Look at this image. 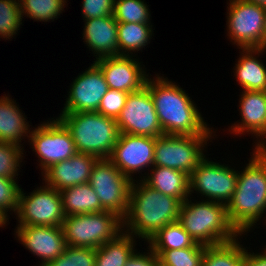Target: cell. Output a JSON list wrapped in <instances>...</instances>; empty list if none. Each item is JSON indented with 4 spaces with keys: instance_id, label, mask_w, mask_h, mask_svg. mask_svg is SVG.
<instances>
[{
    "instance_id": "f35d334b",
    "label": "cell",
    "mask_w": 266,
    "mask_h": 266,
    "mask_svg": "<svg viewBox=\"0 0 266 266\" xmlns=\"http://www.w3.org/2000/svg\"><path fill=\"white\" fill-rule=\"evenodd\" d=\"M245 266H266V252L254 253L246 250Z\"/></svg>"
},
{
    "instance_id": "8fae6325",
    "label": "cell",
    "mask_w": 266,
    "mask_h": 266,
    "mask_svg": "<svg viewBox=\"0 0 266 266\" xmlns=\"http://www.w3.org/2000/svg\"><path fill=\"white\" fill-rule=\"evenodd\" d=\"M52 119L31 130L28 137L33 151L40 158L38 160L42 173L78 152L66 126L58 118Z\"/></svg>"
},
{
    "instance_id": "f546056e",
    "label": "cell",
    "mask_w": 266,
    "mask_h": 266,
    "mask_svg": "<svg viewBox=\"0 0 266 266\" xmlns=\"http://www.w3.org/2000/svg\"><path fill=\"white\" fill-rule=\"evenodd\" d=\"M67 0H21L22 17L29 16L34 21H54L64 11Z\"/></svg>"
},
{
    "instance_id": "5b68a950",
    "label": "cell",
    "mask_w": 266,
    "mask_h": 266,
    "mask_svg": "<svg viewBox=\"0 0 266 266\" xmlns=\"http://www.w3.org/2000/svg\"><path fill=\"white\" fill-rule=\"evenodd\" d=\"M57 118L69 130L79 153L109 158L120 134L116 119L98 112L60 113Z\"/></svg>"
},
{
    "instance_id": "ba28073f",
    "label": "cell",
    "mask_w": 266,
    "mask_h": 266,
    "mask_svg": "<svg viewBox=\"0 0 266 266\" xmlns=\"http://www.w3.org/2000/svg\"><path fill=\"white\" fill-rule=\"evenodd\" d=\"M88 183L105 211L114 212L122 219L126 216L132 181L108 158L96 161Z\"/></svg>"
},
{
    "instance_id": "7a4b0ae2",
    "label": "cell",
    "mask_w": 266,
    "mask_h": 266,
    "mask_svg": "<svg viewBox=\"0 0 266 266\" xmlns=\"http://www.w3.org/2000/svg\"><path fill=\"white\" fill-rule=\"evenodd\" d=\"M253 151L245 169L238 172L236 189L226 205L228 219L240 234L252 230L266 212V149Z\"/></svg>"
},
{
    "instance_id": "44dd1931",
    "label": "cell",
    "mask_w": 266,
    "mask_h": 266,
    "mask_svg": "<svg viewBox=\"0 0 266 266\" xmlns=\"http://www.w3.org/2000/svg\"><path fill=\"white\" fill-rule=\"evenodd\" d=\"M141 180L150 188L177 198L181 203L190 197L189 175L180 170L153 166L150 175L141 176Z\"/></svg>"
},
{
    "instance_id": "2e32d148",
    "label": "cell",
    "mask_w": 266,
    "mask_h": 266,
    "mask_svg": "<svg viewBox=\"0 0 266 266\" xmlns=\"http://www.w3.org/2000/svg\"><path fill=\"white\" fill-rule=\"evenodd\" d=\"M134 56H111L94 61L104 74L109 89L127 93L141 90L148 79V74ZM137 60V61H135Z\"/></svg>"
},
{
    "instance_id": "7402d4cb",
    "label": "cell",
    "mask_w": 266,
    "mask_h": 266,
    "mask_svg": "<svg viewBox=\"0 0 266 266\" xmlns=\"http://www.w3.org/2000/svg\"><path fill=\"white\" fill-rule=\"evenodd\" d=\"M241 50V57H239L234 69L236 81L244 91H264L266 88V67L257 58L266 52V48H241Z\"/></svg>"
},
{
    "instance_id": "b9f144b4",
    "label": "cell",
    "mask_w": 266,
    "mask_h": 266,
    "mask_svg": "<svg viewBox=\"0 0 266 266\" xmlns=\"http://www.w3.org/2000/svg\"><path fill=\"white\" fill-rule=\"evenodd\" d=\"M7 222L0 216V227H3Z\"/></svg>"
},
{
    "instance_id": "3957f363",
    "label": "cell",
    "mask_w": 266,
    "mask_h": 266,
    "mask_svg": "<svg viewBox=\"0 0 266 266\" xmlns=\"http://www.w3.org/2000/svg\"><path fill=\"white\" fill-rule=\"evenodd\" d=\"M139 182L132 181L123 230L147 242L161 228L178 221L181 202L150 188L142 180Z\"/></svg>"
},
{
    "instance_id": "52a82bcc",
    "label": "cell",
    "mask_w": 266,
    "mask_h": 266,
    "mask_svg": "<svg viewBox=\"0 0 266 266\" xmlns=\"http://www.w3.org/2000/svg\"><path fill=\"white\" fill-rule=\"evenodd\" d=\"M211 137L165 134L156 137L154 166L173 168L190 175L206 157L203 147L207 146Z\"/></svg>"
},
{
    "instance_id": "4dcf8cb0",
    "label": "cell",
    "mask_w": 266,
    "mask_h": 266,
    "mask_svg": "<svg viewBox=\"0 0 266 266\" xmlns=\"http://www.w3.org/2000/svg\"><path fill=\"white\" fill-rule=\"evenodd\" d=\"M113 16L117 22L149 23L151 15L144 0H115Z\"/></svg>"
},
{
    "instance_id": "d4e9b609",
    "label": "cell",
    "mask_w": 266,
    "mask_h": 266,
    "mask_svg": "<svg viewBox=\"0 0 266 266\" xmlns=\"http://www.w3.org/2000/svg\"><path fill=\"white\" fill-rule=\"evenodd\" d=\"M133 237L123 230L115 238L97 248L95 266H124L136 252V241Z\"/></svg>"
},
{
    "instance_id": "ab89813d",
    "label": "cell",
    "mask_w": 266,
    "mask_h": 266,
    "mask_svg": "<svg viewBox=\"0 0 266 266\" xmlns=\"http://www.w3.org/2000/svg\"><path fill=\"white\" fill-rule=\"evenodd\" d=\"M251 3H256L258 5H263L266 7V0H244Z\"/></svg>"
},
{
    "instance_id": "8992f818",
    "label": "cell",
    "mask_w": 266,
    "mask_h": 266,
    "mask_svg": "<svg viewBox=\"0 0 266 266\" xmlns=\"http://www.w3.org/2000/svg\"><path fill=\"white\" fill-rule=\"evenodd\" d=\"M123 219L111 211L65 216L66 245L97 249L123 231Z\"/></svg>"
},
{
    "instance_id": "74e56055",
    "label": "cell",
    "mask_w": 266,
    "mask_h": 266,
    "mask_svg": "<svg viewBox=\"0 0 266 266\" xmlns=\"http://www.w3.org/2000/svg\"><path fill=\"white\" fill-rule=\"evenodd\" d=\"M148 253L134 252L131 257L126 261L124 266H160L158 256L147 247ZM150 251V252H149Z\"/></svg>"
},
{
    "instance_id": "60d3db41",
    "label": "cell",
    "mask_w": 266,
    "mask_h": 266,
    "mask_svg": "<svg viewBox=\"0 0 266 266\" xmlns=\"http://www.w3.org/2000/svg\"><path fill=\"white\" fill-rule=\"evenodd\" d=\"M263 31H264V48H266V12H265V17H264Z\"/></svg>"
},
{
    "instance_id": "d6986e66",
    "label": "cell",
    "mask_w": 266,
    "mask_h": 266,
    "mask_svg": "<svg viewBox=\"0 0 266 266\" xmlns=\"http://www.w3.org/2000/svg\"><path fill=\"white\" fill-rule=\"evenodd\" d=\"M97 160L95 156L77 152L48 168L42 174L44 183L57 191L87 183Z\"/></svg>"
},
{
    "instance_id": "4fadbf2b",
    "label": "cell",
    "mask_w": 266,
    "mask_h": 266,
    "mask_svg": "<svg viewBox=\"0 0 266 266\" xmlns=\"http://www.w3.org/2000/svg\"><path fill=\"white\" fill-rule=\"evenodd\" d=\"M119 133L158 137L163 131L149 89L128 94L124 108L116 119Z\"/></svg>"
},
{
    "instance_id": "30bf717a",
    "label": "cell",
    "mask_w": 266,
    "mask_h": 266,
    "mask_svg": "<svg viewBox=\"0 0 266 266\" xmlns=\"http://www.w3.org/2000/svg\"><path fill=\"white\" fill-rule=\"evenodd\" d=\"M17 226H60L65 219L60 191L47 186L36 188L28 196L19 192Z\"/></svg>"
},
{
    "instance_id": "4316f807",
    "label": "cell",
    "mask_w": 266,
    "mask_h": 266,
    "mask_svg": "<svg viewBox=\"0 0 266 266\" xmlns=\"http://www.w3.org/2000/svg\"><path fill=\"white\" fill-rule=\"evenodd\" d=\"M238 239L206 246L202 266H245L246 248L242 247Z\"/></svg>"
},
{
    "instance_id": "9a60e30c",
    "label": "cell",
    "mask_w": 266,
    "mask_h": 266,
    "mask_svg": "<svg viewBox=\"0 0 266 266\" xmlns=\"http://www.w3.org/2000/svg\"><path fill=\"white\" fill-rule=\"evenodd\" d=\"M69 90L61 113L97 112L100 101L109 87L103 72L93 63L73 79Z\"/></svg>"
},
{
    "instance_id": "ffe728a7",
    "label": "cell",
    "mask_w": 266,
    "mask_h": 266,
    "mask_svg": "<svg viewBox=\"0 0 266 266\" xmlns=\"http://www.w3.org/2000/svg\"><path fill=\"white\" fill-rule=\"evenodd\" d=\"M84 43L97 59L118 56V22L113 15L84 20Z\"/></svg>"
},
{
    "instance_id": "ac0fdd59",
    "label": "cell",
    "mask_w": 266,
    "mask_h": 266,
    "mask_svg": "<svg viewBox=\"0 0 266 266\" xmlns=\"http://www.w3.org/2000/svg\"><path fill=\"white\" fill-rule=\"evenodd\" d=\"M241 121L231 126L232 134L256 136L255 148L266 149V95L264 91L243 90L239 101ZM250 132V133H249ZM261 139H259V138ZM261 140V141H260ZM264 140V141H263Z\"/></svg>"
},
{
    "instance_id": "cb8c5ba5",
    "label": "cell",
    "mask_w": 266,
    "mask_h": 266,
    "mask_svg": "<svg viewBox=\"0 0 266 266\" xmlns=\"http://www.w3.org/2000/svg\"><path fill=\"white\" fill-rule=\"evenodd\" d=\"M60 194L65 216L105 211L88 182L65 188Z\"/></svg>"
},
{
    "instance_id": "d590c367",
    "label": "cell",
    "mask_w": 266,
    "mask_h": 266,
    "mask_svg": "<svg viewBox=\"0 0 266 266\" xmlns=\"http://www.w3.org/2000/svg\"><path fill=\"white\" fill-rule=\"evenodd\" d=\"M128 94L121 90L109 89L101 99L97 112L106 117L117 119L125 106Z\"/></svg>"
},
{
    "instance_id": "5bb4252c",
    "label": "cell",
    "mask_w": 266,
    "mask_h": 266,
    "mask_svg": "<svg viewBox=\"0 0 266 266\" xmlns=\"http://www.w3.org/2000/svg\"><path fill=\"white\" fill-rule=\"evenodd\" d=\"M156 138L151 136L119 134L109 160L131 181L133 173L154 166Z\"/></svg>"
},
{
    "instance_id": "e0dca14e",
    "label": "cell",
    "mask_w": 266,
    "mask_h": 266,
    "mask_svg": "<svg viewBox=\"0 0 266 266\" xmlns=\"http://www.w3.org/2000/svg\"><path fill=\"white\" fill-rule=\"evenodd\" d=\"M15 230L18 241L38 258L39 266L58 258L67 246L63 229L60 226H17Z\"/></svg>"
},
{
    "instance_id": "9c48e42d",
    "label": "cell",
    "mask_w": 266,
    "mask_h": 266,
    "mask_svg": "<svg viewBox=\"0 0 266 266\" xmlns=\"http://www.w3.org/2000/svg\"><path fill=\"white\" fill-rule=\"evenodd\" d=\"M228 37L241 48H264V17L266 7L244 0H229Z\"/></svg>"
},
{
    "instance_id": "d6a6232c",
    "label": "cell",
    "mask_w": 266,
    "mask_h": 266,
    "mask_svg": "<svg viewBox=\"0 0 266 266\" xmlns=\"http://www.w3.org/2000/svg\"><path fill=\"white\" fill-rule=\"evenodd\" d=\"M96 249L67 245L64 252L45 266H95Z\"/></svg>"
},
{
    "instance_id": "1f68e13d",
    "label": "cell",
    "mask_w": 266,
    "mask_h": 266,
    "mask_svg": "<svg viewBox=\"0 0 266 266\" xmlns=\"http://www.w3.org/2000/svg\"><path fill=\"white\" fill-rule=\"evenodd\" d=\"M22 19L18 0H0V38L7 40L17 34Z\"/></svg>"
},
{
    "instance_id": "836d02e7",
    "label": "cell",
    "mask_w": 266,
    "mask_h": 266,
    "mask_svg": "<svg viewBox=\"0 0 266 266\" xmlns=\"http://www.w3.org/2000/svg\"><path fill=\"white\" fill-rule=\"evenodd\" d=\"M21 147L18 144L0 142V177L17 179V171L24 155V148Z\"/></svg>"
},
{
    "instance_id": "7c38bea8",
    "label": "cell",
    "mask_w": 266,
    "mask_h": 266,
    "mask_svg": "<svg viewBox=\"0 0 266 266\" xmlns=\"http://www.w3.org/2000/svg\"><path fill=\"white\" fill-rule=\"evenodd\" d=\"M238 172L205 157L189 175L190 195L195 191L207 201L227 205L236 189Z\"/></svg>"
},
{
    "instance_id": "603a6c76",
    "label": "cell",
    "mask_w": 266,
    "mask_h": 266,
    "mask_svg": "<svg viewBox=\"0 0 266 266\" xmlns=\"http://www.w3.org/2000/svg\"><path fill=\"white\" fill-rule=\"evenodd\" d=\"M16 100L2 96L0 99V142L21 145L26 136L29 137L30 125L26 116L17 107ZM25 136V137H24Z\"/></svg>"
},
{
    "instance_id": "f1b7e54d",
    "label": "cell",
    "mask_w": 266,
    "mask_h": 266,
    "mask_svg": "<svg viewBox=\"0 0 266 266\" xmlns=\"http://www.w3.org/2000/svg\"><path fill=\"white\" fill-rule=\"evenodd\" d=\"M206 246L195 243L192 247L169 250H152L160 266H202Z\"/></svg>"
},
{
    "instance_id": "6da1fadb",
    "label": "cell",
    "mask_w": 266,
    "mask_h": 266,
    "mask_svg": "<svg viewBox=\"0 0 266 266\" xmlns=\"http://www.w3.org/2000/svg\"><path fill=\"white\" fill-rule=\"evenodd\" d=\"M146 81L165 135H212L197 106L179 85L156 75Z\"/></svg>"
},
{
    "instance_id": "8d00e7d4",
    "label": "cell",
    "mask_w": 266,
    "mask_h": 266,
    "mask_svg": "<svg viewBox=\"0 0 266 266\" xmlns=\"http://www.w3.org/2000/svg\"><path fill=\"white\" fill-rule=\"evenodd\" d=\"M115 0H83V20L113 15Z\"/></svg>"
},
{
    "instance_id": "83f0119b",
    "label": "cell",
    "mask_w": 266,
    "mask_h": 266,
    "mask_svg": "<svg viewBox=\"0 0 266 266\" xmlns=\"http://www.w3.org/2000/svg\"><path fill=\"white\" fill-rule=\"evenodd\" d=\"M147 243L151 250H169L192 247L195 241L176 221L161 228Z\"/></svg>"
},
{
    "instance_id": "484cf974",
    "label": "cell",
    "mask_w": 266,
    "mask_h": 266,
    "mask_svg": "<svg viewBox=\"0 0 266 266\" xmlns=\"http://www.w3.org/2000/svg\"><path fill=\"white\" fill-rule=\"evenodd\" d=\"M152 26L150 23L118 22V55L133 56V52L142 51L152 39Z\"/></svg>"
},
{
    "instance_id": "e575fe53",
    "label": "cell",
    "mask_w": 266,
    "mask_h": 266,
    "mask_svg": "<svg viewBox=\"0 0 266 266\" xmlns=\"http://www.w3.org/2000/svg\"><path fill=\"white\" fill-rule=\"evenodd\" d=\"M20 189L16 179L0 177V216L6 222L9 210L17 213Z\"/></svg>"
},
{
    "instance_id": "277c9868",
    "label": "cell",
    "mask_w": 266,
    "mask_h": 266,
    "mask_svg": "<svg viewBox=\"0 0 266 266\" xmlns=\"http://www.w3.org/2000/svg\"><path fill=\"white\" fill-rule=\"evenodd\" d=\"M178 222L195 241L205 246L219 245L242 236L230 223L226 205L214 201L181 203Z\"/></svg>"
}]
</instances>
